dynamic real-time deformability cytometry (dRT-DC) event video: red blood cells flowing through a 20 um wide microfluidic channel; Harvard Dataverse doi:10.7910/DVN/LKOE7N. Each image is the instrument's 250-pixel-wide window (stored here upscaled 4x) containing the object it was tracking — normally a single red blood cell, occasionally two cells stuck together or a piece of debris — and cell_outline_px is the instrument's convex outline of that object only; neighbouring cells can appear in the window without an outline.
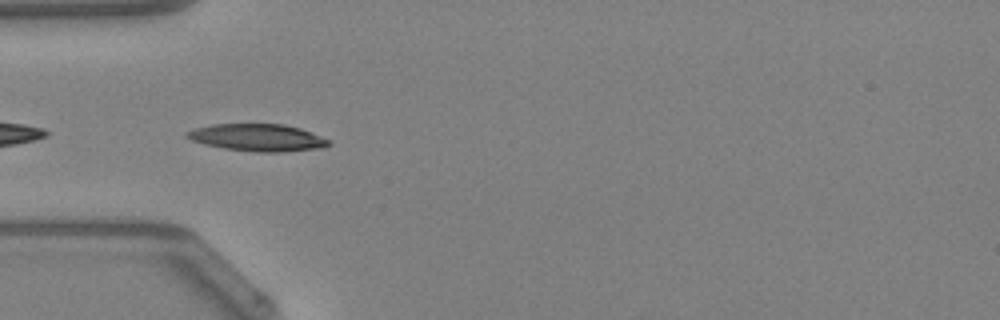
{"species": "Egyptian fruit bat (a non-hibernating species)", "species_latin": "Rousettus aegyptiacus", "temperature_condition": "warm", "stored_images_in_passage": 8, "camera_frame_rate_fps": 3000, "um_per_image_px": 0.085, "animal": {"sex": "female"}, "frame": {"image": 1, "passage_image": 1, "time_ms": 0.0, "image_size_px": [1000, 320], "cell_outline_px": [[332, 144], [324, 148], [280, 152], [252, 152], [224, 148], [204, 144], [192, 140], [184, 136], [184, 132], [196, 128], [212, 124], [284, 124], [300, 128], [312, 132], [332, 140]], "centroid_in_image_um": [21.94, 11.7], "position_along_channel_um": 63.1, "area_um2": 22.77}}
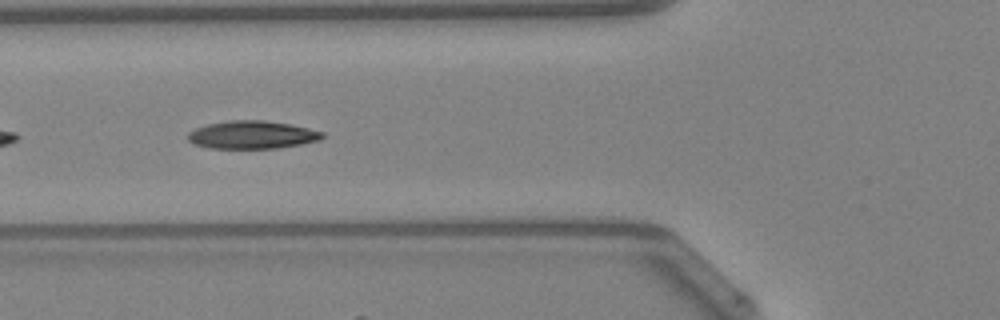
{"frame": {"image": 2, "passage_image": 4, "time_ms": 1.0, "image_size_px": [1000, 320], "cell_outline_px": [[324, 136], [320, 140], [300, 144], [276, 148], [208, 148], [196, 144], [188, 140], [188, 132], [196, 128], [208, 124], [228, 120], [264, 120], [288, 124], [324, 132]], "centroid_in_image_um": [21.41, 11.46], "position_along_channel_um": 104.4, "area_um2": 21.68}}